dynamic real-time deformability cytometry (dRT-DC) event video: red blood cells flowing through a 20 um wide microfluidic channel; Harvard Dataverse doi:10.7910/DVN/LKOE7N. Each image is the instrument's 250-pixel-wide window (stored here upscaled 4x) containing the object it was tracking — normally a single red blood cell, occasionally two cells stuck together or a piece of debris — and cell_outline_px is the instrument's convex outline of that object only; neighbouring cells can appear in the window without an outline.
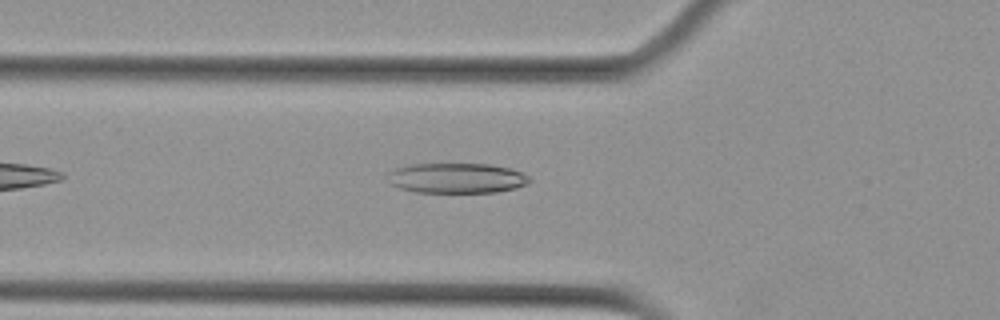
{"species": "Egyptian fruit bat (a non-hibernating species)", "species_latin": "Rousettus aegyptiacus", "temperature_condition": "cold", "stored_images_in_passage": 43, "camera_frame_rate_fps": 3000, "um_per_image_px": 0.085, "animal": {"sex": "female"}, "frame": {"image": 1, "passage_image": 6, "time_ms": 1.667, "image_size_px": [1000, 320], "cell_outline_px": [[532, 180], [528, 184], [516, 188], [496, 192], [416, 192], [400, 188], [388, 184], [388, 172], [396, 168], [408, 164], [488, 164], [508, 168], [520, 172], [528, 176]], "centroid_in_image_um": [38.79, 15.14], "position_along_channel_um": 87.0, "area_um2": 24.97}}
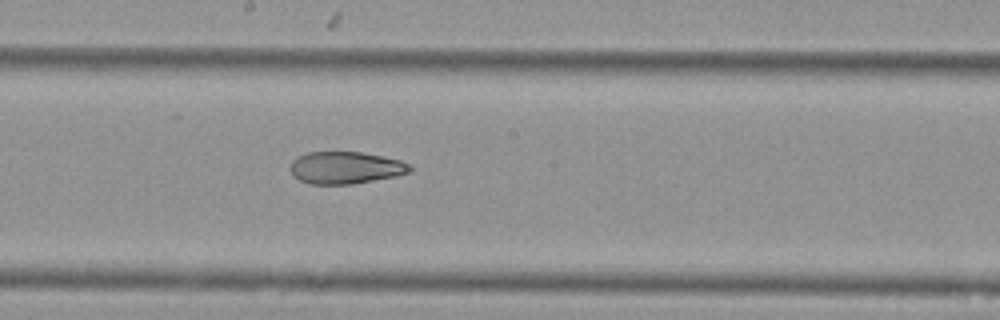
{"frame": {"image": 2, "passage_image": 17, "time_ms": 5.333, "image_size_px": [1000, 320], "cell_outline_px": [[412, 168], [408, 172], [396, 176], [352, 184], [308, 184], [300, 180], [292, 172], [292, 160], [308, 152], [360, 152], [384, 156], [400, 160], [408, 164]], "centroid_in_image_um": [29.39, 14.25], "position_along_channel_um": 218.8, "area_um2": 22.14}}
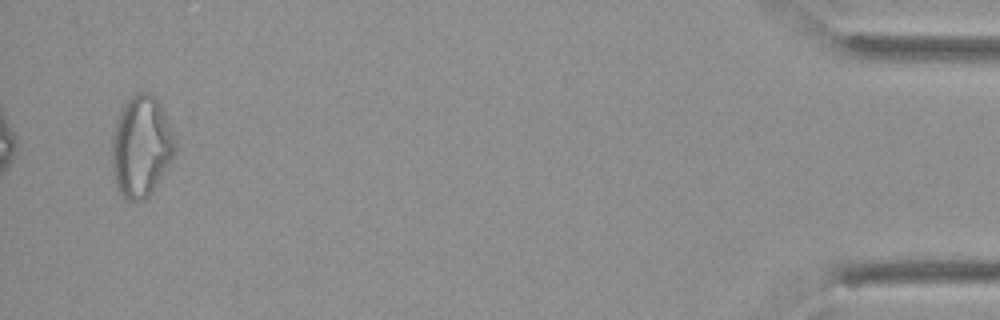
{"frame": {"image": 3, "passage_image": 41, "time_ms": 13.333, "image_size_px": [1000, 320], "cell_outline_px": [[176, 148], [172, 156], [152, 192], [144, 200], [128, 200], [120, 192], [112, 176], [112, 136], [120, 112], [124, 104], [136, 92], [148, 92], [156, 96], [164, 112], [172, 132]], "centroid_in_image_um": [11.98, 12.43], "position_along_channel_um": 423.2, "area_um2": 36.65}, "authors_computed_cell_mechanics": {"area_um2": 24.9696, "velocity_mm_per_s": 3.5908, "shape_relaxation_time_tau1_ms": null, "shape_relaxation_time_tau2_ms": 3.8469, "deformation_change_tau1": null, "deformation_change_tau2": 0.1082}}